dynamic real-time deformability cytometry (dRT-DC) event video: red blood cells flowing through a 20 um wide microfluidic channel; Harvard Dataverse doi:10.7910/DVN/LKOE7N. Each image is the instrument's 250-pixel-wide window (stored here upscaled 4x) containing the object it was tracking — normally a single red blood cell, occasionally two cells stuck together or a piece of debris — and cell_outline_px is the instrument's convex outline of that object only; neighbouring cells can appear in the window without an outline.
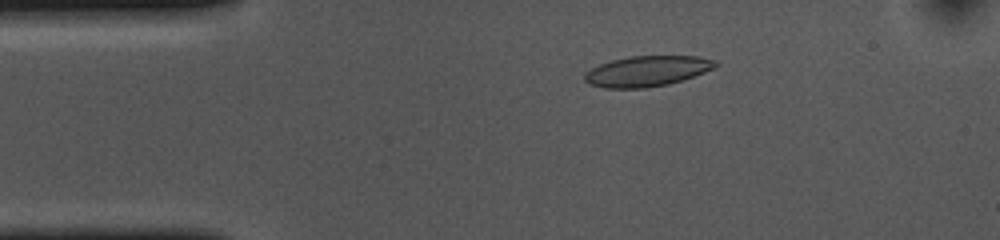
{"species": "common noctule bat (a hibernating species)", "species_latin": "Nyctalus noctula", "temperature_condition": "cold", "stored_images_in_passage": 53, "camera_frame_rate_fps": 3000, "um_per_image_px": 0.085, "animal": {"sex": "female", "body_mass_g": 10.0, "forearm_length_mm": 53.1}, "frame": {"image": 1, "passage_image": 9, "time_ms": 2.667, "image_size_px": [1000, 240], "cell_outline_px": [[720, 64], [716, 68], [668, 84], [644, 88], [604, 88], [588, 84], [584, 80], [584, 72], [600, 64], [612, 60], [628, 56], [700, 56], [716, 60]], "centroid_in_image_um": [55.0, 6.04], "position_along_channel_um": 30.0, "area_um2": 23.35}}
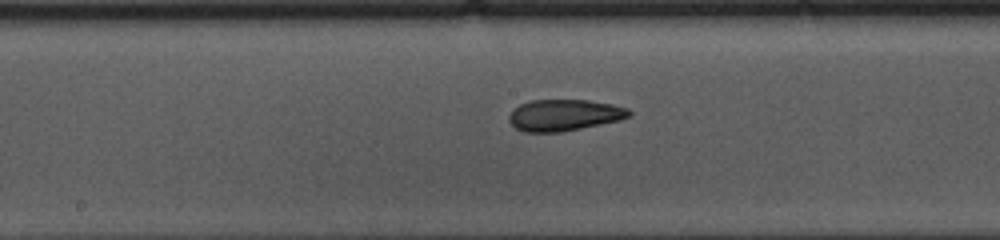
{"frame": {"image": 2, "passage_image": 26, "time_ms": 8.333, "image_size_px": [1000, 240], "cell_outline_px": [[632, 116], [620, 120], [560, 132], [524, 132], [516, 128], [508, 120], [508, 116], [520, 104], [532, 100], [588, 100], [612, 104], [628, 108], [632, 112]], "centroid_in_image_um": [47.98, 9.78], "position_along_channel_um": 200.2, "area_um2": 21.91}}
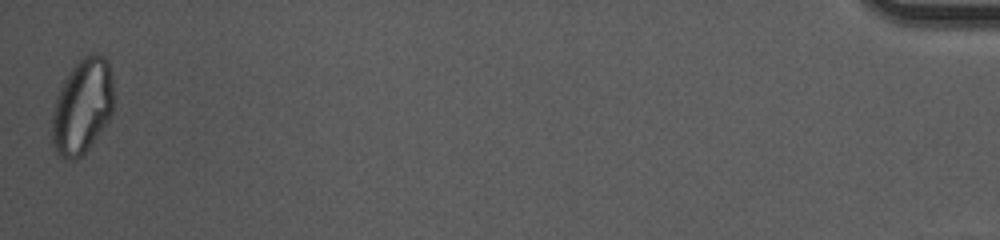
{"frame": {"image": 3, "passage_image": 53, "time_ms": 17.333, "image_size_px": [1000, 240], "cell_outline_px": [[112, 112], [108, 120], [88, 148], [76, 160], [64, 160], [60, 156], [52, 144], [52, 112], [56, 96], [64, 80], [76, 60], [92, 52], [104, 56], [108, 60], [112, 80]], "centroid_in_image_um": [6.97, 9.02], "position_along_channel_um": 428.2, "area_um2": 34.16}, "authors_computed_cell_mechanics": {"area_um2": 22.6576, "velocity_mm_per_s": 3.6387, "shape_relaxation_time_tau1_ms": 7.9586, "shape_relaxation_time_tau2_ms": 2.9911, "deformation_change_tau1": 0.1523, "deformation_change_tau2": 0.077}}